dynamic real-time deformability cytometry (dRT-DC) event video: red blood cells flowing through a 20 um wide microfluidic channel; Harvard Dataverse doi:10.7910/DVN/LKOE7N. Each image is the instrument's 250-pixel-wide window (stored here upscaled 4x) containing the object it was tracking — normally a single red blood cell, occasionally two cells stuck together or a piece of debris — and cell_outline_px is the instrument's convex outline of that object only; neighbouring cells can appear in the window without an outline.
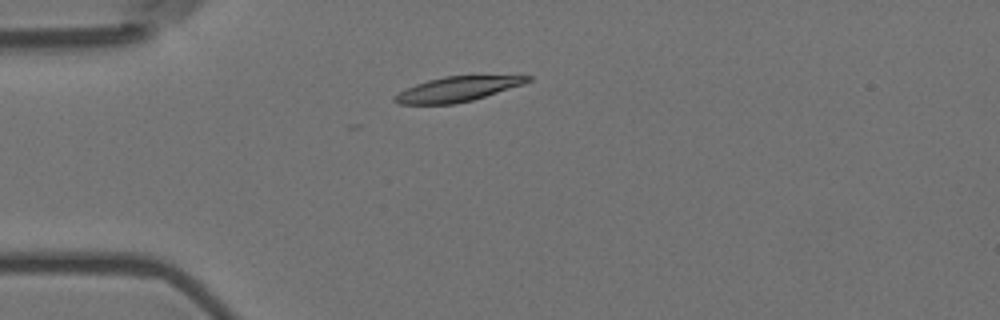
{"species": "Egyptian fruit bat (a non-hibernating species)", "species_latin": "Rousettus aegyptiacus", "temperature_condition": "room temperature", "stored_images_in_passage": 13, "camera_frame_rate_fps": 3000, "um_per_image_px": 0.085, "animal": {"sex": "female"}, "frame": {"image": 1, "passage_image": 2, "time_ms": 0.333, "image_size_px": [1000, 320], "cell_outline_px": [[532, 80], [524, 84], [472, 100], [452, 104], [396, 104], [392, 100], [400, 92], [416, 84], [428, 80], [444, 76], [532, 76]], "centroid_in_image_um": [38.87, 7.58], "position_along_channel_um": 46.1, "area_um2": 18.9}}
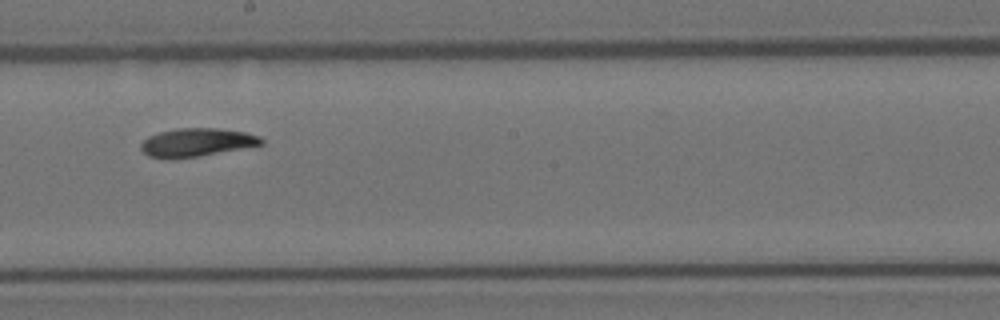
{"frame": {"image": 2, "passage_image": 7, "time_ms": 2.0, "image_size_px": [1000, 320], "cell_outline_px": [[264, 144], [196, 156], [172, 160], [168, 160], [148, 156], [140, 148], [140, 144], [148, 136], [160, 132], [176, 128], [216, 128], [244, 132], [260, 136], [264, 140]], "centroid_in_image_um": [16.67, 12.11], "position_along_channel_um": 231.5, "area_um2": 19.83}}
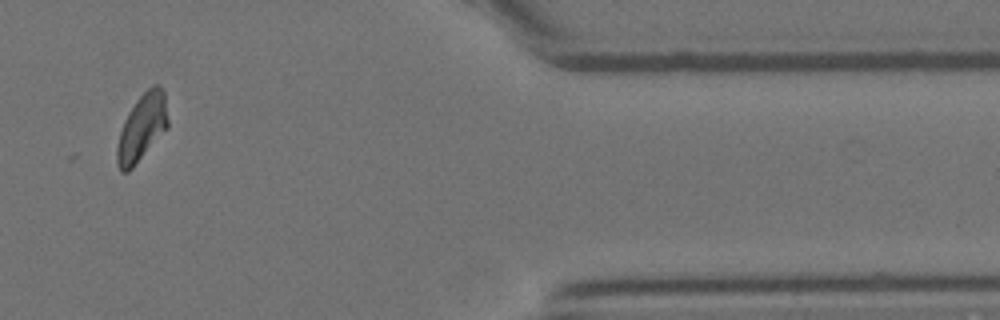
{"frame": {"image": 3, "passage_image": 11, "time_ms": 3.333, "image_size_px": [1000, 320], "cell_outline_px": [[168, 128], [132, 168], [128, 172], [120, 172], [116, 164], [116, 148], [120, 132], [124, 120], [128, 112], [136, 100], [152, 84], [160, 84], [164, 92], [168, 120]], "centroid_in_image_um": [12.06, 10.84], "position_along_channel_um": 399.3, "area_um2": 19.94}}